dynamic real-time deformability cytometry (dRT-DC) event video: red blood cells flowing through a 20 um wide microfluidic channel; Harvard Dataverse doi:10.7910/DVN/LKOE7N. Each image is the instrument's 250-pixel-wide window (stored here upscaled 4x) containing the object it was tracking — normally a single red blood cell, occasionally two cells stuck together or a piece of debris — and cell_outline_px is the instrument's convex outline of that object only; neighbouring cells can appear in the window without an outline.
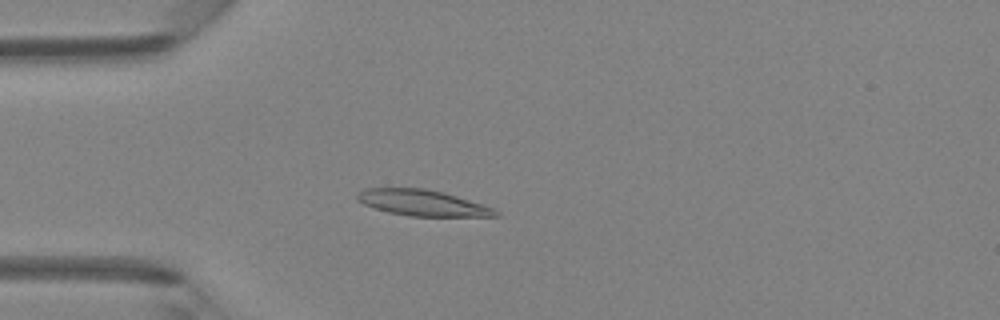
{"species": "Egyptian fruit bat (a non-hibernating species)", "species_latin": "Rousettus aegyptiacus", "temperature_condition": "room temperature", "stored_images_in_passage": 2, "camera_frame_rate_fps": 3000, "um_per_image_px": 0.085, "animal": {"sex": "female"}, "frame": {"image": 1, "passage_image": 2, "time_ms": 1.0, "image_size_px": [1000, 320], "cell_outline_px": [[500, 216], [408, 216], [388, 212], [364, 204], [356, 200], [356, 196], [364, 188], [424, 188], [444, 192], [496, 208], [500, 212]], "centroid_in_image_um": [35.95, 17.24], "position_along_channel_um": 49.1, "area_um2": 20.98}}